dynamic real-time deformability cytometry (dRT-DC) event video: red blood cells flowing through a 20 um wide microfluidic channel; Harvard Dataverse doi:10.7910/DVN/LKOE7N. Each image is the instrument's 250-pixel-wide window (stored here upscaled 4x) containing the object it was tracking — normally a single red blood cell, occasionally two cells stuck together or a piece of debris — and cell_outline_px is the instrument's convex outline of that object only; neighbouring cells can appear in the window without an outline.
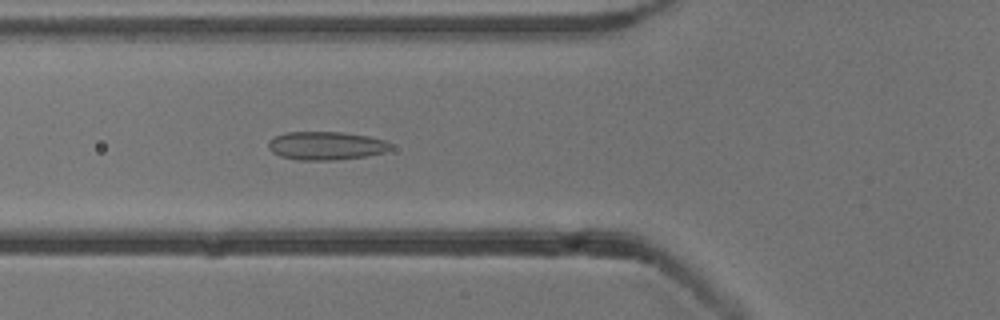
{"species": "common noctule bat (a hibernating species)", "species_latin": "Nyctalus noctula", "temperature_condition": "cold", "stored_images_in_passage": 54, "camera_frame_rate_fps": 3000, "um_per_image_px": 0.085, "animal": {"sex": "male", "body_mass_g": 13.3}, "frame": {"image": 1, "passage_image": 20, "time_ms": 6.333, "image_size_px": [1000, 320], "cell_outline_px": [[392, 144], [384, 152], [368, 156], [336, 160], [296, 160], [280, 156], [272, 152], [268, 148], [268, 140], [284, 132], [340, 132], [368, 136], [384, 140]], "centroid_in_image_um": [27.67, 12.39], "position_along_channel_um": 98.1, "area_um2": 20.23}}
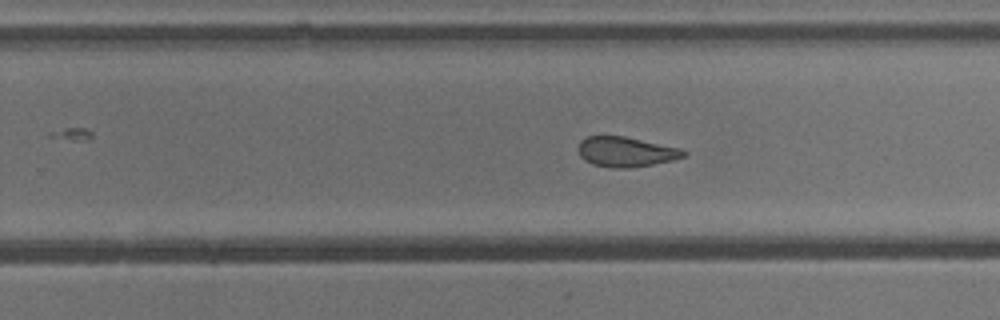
{"frame": {"image": 2, "passage_image": 34, "time_ms": 11.0, "image_size_px": [1000, 320], "cell_outline_px": [[688, 156], [672, 160], [632, 168], [608, 168], [592, 164], [584, 160], [580, 156], [580, 140], [588, 136], [624, 136], [680, 148], [688, 152]], "centroid_in_image_um": [53.23, 12.92], "position_along_channel_um": 276.6, "area_um2": 18.44}}
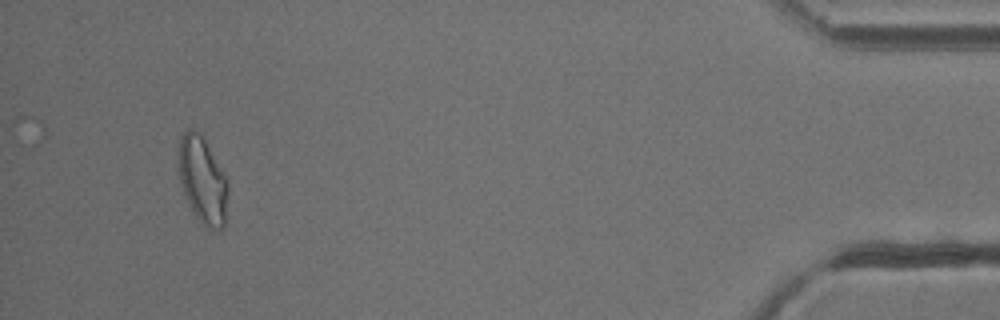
{"frame": {"image": 3, "passage_image": 51, "time_ms": 16.667, "image_size_px": [1000, 320], "cell_outline_px": [[228, 192], [224, 228], [208, 228], [192, 212], [184, 192], [180, 180], [180, 136], [188, 128], [192, 128], [204, 132], [228, 180]], "centroid_in_image_um": [17.26, 15.22], "position_along_channel_um": 417.9, "area_um2": 25.26}, "authors_computed_cell_mechanics": {"area_um2": 20.9525, "velocity_mm_per_s": 3.8186, "shape_relaxation_time_tau1_ms": null, "shape_relaxation_time_tau2_ms": 1.8498, "deformation_change_tau1": null, "deformation_change_tau2": 0.0944}}